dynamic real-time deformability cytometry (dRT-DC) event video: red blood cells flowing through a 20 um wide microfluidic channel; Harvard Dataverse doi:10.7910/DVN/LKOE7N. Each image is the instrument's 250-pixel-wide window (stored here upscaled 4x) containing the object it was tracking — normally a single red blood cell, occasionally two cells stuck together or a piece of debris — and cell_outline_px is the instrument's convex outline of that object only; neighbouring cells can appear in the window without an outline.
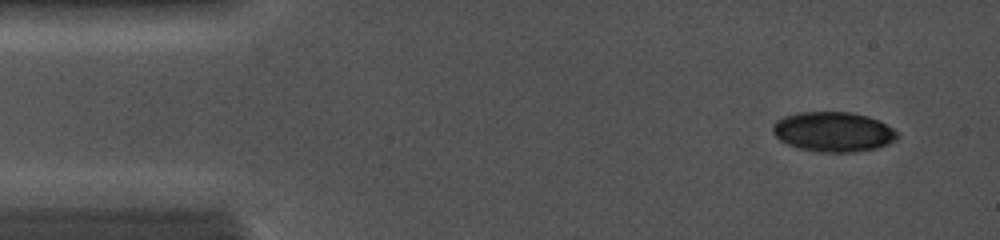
{"species": "common noctule bat (a hibernating species)", "species_latin": "Nyctalus noctula", "temperature_condition": "cold", "stored_images_in_passage": 3, "camera_frame_rate_fps": 5000, "um_per_image_px": 0.085, "animal": {"sex": "female", "body_mass_g": 19.0, "forearm_length_mm": 56.7}, "frame": {"image": 1, "passage_image": 1, "time_ms": 0.0, "image_size_px": [1000, 240], "cell_outline_px": [[900, 136], [896, 140], [888, 144], [876, 148], [856, 152], [816, 152], [800, 148], [788, 144], [780, 140], [772, 132], [772, 124], [776, 120], [784, 116], [800, 112], [848, 112], [868, 116], [880, 120], [892, 128]], "centroid_in_image_um": [70.83, 11.2], "position_along_channel_um": 14.2, "area_um2": 29.07}}